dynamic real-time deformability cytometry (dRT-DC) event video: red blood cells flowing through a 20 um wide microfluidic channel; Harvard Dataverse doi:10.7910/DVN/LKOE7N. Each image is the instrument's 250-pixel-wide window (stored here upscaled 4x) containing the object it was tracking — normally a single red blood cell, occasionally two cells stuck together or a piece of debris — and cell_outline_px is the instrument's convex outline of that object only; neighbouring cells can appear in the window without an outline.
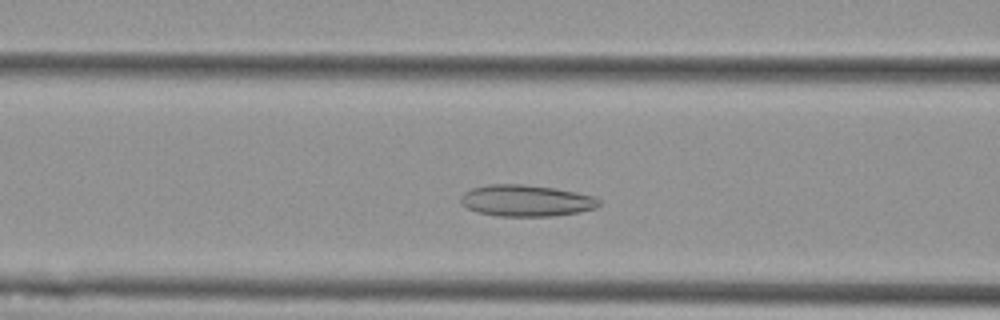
{"species": "Egyptian fruit bat (a non-hibernating species)", "species_latin": "Rousettus aegyptiacus", "temperature_condition": "cold", "stored_images_in_passage": 44, "camera_frame_rate_fps": 3000, "um_per_image_px": 0.085, "animal": {"sex": "female"}, "frame": {"image": 1, "passage_image": 10, "time_ms": 3.0, "image_size_px": [1000, 320], "cell_outline_px": [[600, 204], [596, 208], [580, 212], [552, 216], [496, 216], [476, 212], [460, 204], [460, 196], [464, 192], [472, 188], [488, 184], [524, 184], [556, 188], [592, 196], [600, 200]], "centroid_in_image_um": [44.69, 17.05], "position_along_channel_um": 121.9, "area_um2": 25.55}}
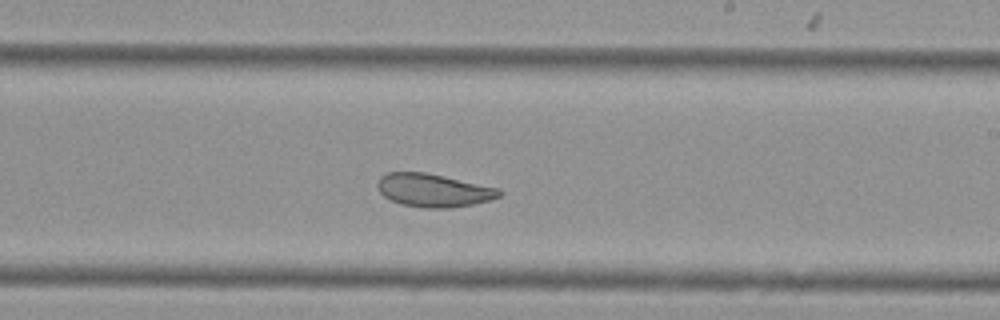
{"frame": {"image": 2, "passage_image": 21, "time_ms": 6.667, "image_size_px": [1000, 320], "cell_outline_px": [[504, 192], [500, 196], [488, 200], [472, 204], [448, 208], [424, 208], [400, 204], [384, 196], [380, 192], [376, 184], [380, 176], [388, 172], [424, 172], [444, 176], [500, 188]], "centroid_in_image_um": [36.84, 16.17], "position_along_channel_um": 252.2, "area_um2": 23.52}}
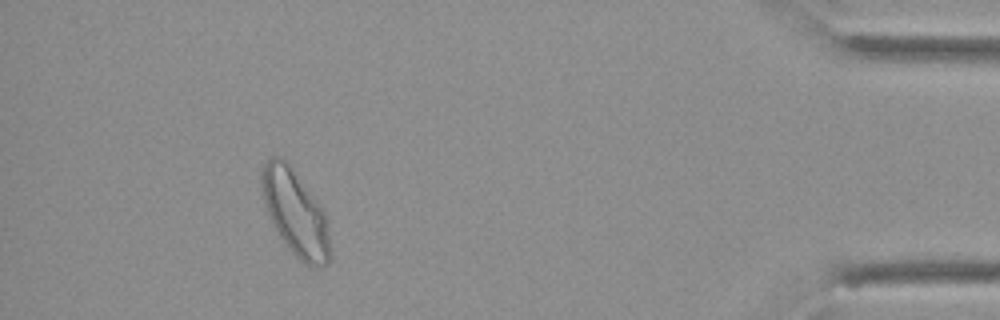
{"frame": {"image": 3, "passage_image": 39, "time_ms": 12.667, "image_size_px": [1000, 320], "cell_outline_px": [[332, 256], [328, 264], [316, 268], [312, 268], [304, 264], [292, 252], [280, 236], [264, 204], [260, 184], [260, 172], [264, 160], [272, 156], [280, 156], [288, 164], [320, 204], [328, 220], [332, 248]], "centroid_in_image_um": [25.13, 18.12], "position_along_channel_um": 410.1, "area_um2": 34.51}, "authors_computed_cell_mechanics": {"area_um2": 25.4898, "velocity_mm_per_s": 3.5682, "shape_relaxation_time_tau1_ms": 10.0211, "shape_relaxation_time_tau2_ms": 2.4122, "deformation_change_tau1": 0.1833, "deformation_change_tau2": 0.0899}}